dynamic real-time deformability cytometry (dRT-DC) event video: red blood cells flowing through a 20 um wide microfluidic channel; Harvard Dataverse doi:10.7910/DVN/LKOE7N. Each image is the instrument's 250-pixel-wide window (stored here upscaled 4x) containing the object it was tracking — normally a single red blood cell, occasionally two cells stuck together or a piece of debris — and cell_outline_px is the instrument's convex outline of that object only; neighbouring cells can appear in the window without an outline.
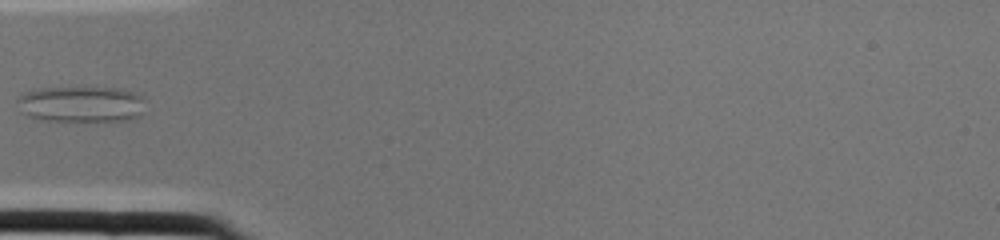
{"species": "common noctule bat (a hibernating species)", "species_latin": "Nyctalus noctula", "temperature_condition": "cold", "stored_images_in_passage": 1, "camera_frame_rate_fps": 3000, "um_per_image_px": 0.085, "animal": {"sex": "female", "body_mass_g": 22.0, "forearm_length_mm": 56.7}, "frame": {"image": 1, "passage_image": 1, "time_ms": 0.0, "image_size_px": [1000, 240], "cell_outline_px": [[140, 116], [132, 120], [44, 120], [28, 116], [20, 112], [16, 100], [24, 92], [44, 88], [116, 88], [136, 92], [140, 96]], "centroid_in_image_um": [6.83, 8.85], "position_along_channel_um": 78.2, "area_um2": 26.36}}